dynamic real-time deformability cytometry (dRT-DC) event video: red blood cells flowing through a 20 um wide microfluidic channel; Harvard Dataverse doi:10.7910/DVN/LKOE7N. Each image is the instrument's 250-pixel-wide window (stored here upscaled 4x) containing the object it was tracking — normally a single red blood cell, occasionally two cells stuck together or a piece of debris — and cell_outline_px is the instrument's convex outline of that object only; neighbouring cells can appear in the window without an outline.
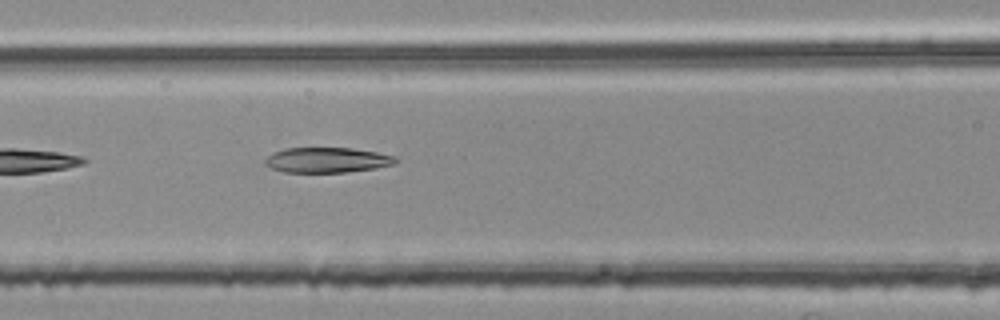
{"species": "common noctule bat (a hibernating species)", "species_latin": "Nyctalus noctula", "temperature_condition": "room temperature", "stored_images_in_passage": 5, "camera_frame_rate_fps": 3000, "um_per_image_px": 0.085, "animal": {"sex": "female", "body_mass_g": 25.1}, "frame": {"image": 1, "passage_image": 5, "time_ms": 1.333, "image_size_px": [1000, 320], "cell_outline_px": [[396, 164], [376, 168], [344, 172], [284, 172], [272, 168], [264, 164], [264, 160], [272, 152], [284, 148], [352, 148], [376, 152], [396, 156]], "centroid_in_image_um": [27.79, 13.6], "position_along_channel_um": 138.8, "area_um2": 19.19}}